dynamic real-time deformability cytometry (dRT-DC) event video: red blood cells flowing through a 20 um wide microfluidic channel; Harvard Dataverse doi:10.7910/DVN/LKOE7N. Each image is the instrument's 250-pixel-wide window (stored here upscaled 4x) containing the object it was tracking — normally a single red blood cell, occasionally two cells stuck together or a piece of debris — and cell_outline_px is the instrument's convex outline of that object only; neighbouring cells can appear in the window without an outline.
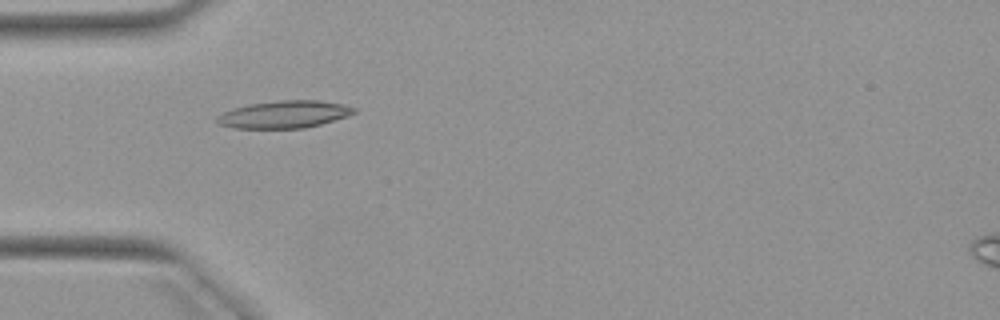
{"species": "Egyptian fruit bat (a non-hibernating species)", "species_latin": "Rousettus aegyptiacus", "temperature_condition": "warm", "stored_images_in_passage": 2, "camera_frame_rate_fps": 3000, "um_per_image_px": 0.085, "animal": {"sex": "female"}, "frame": {"image": 1, "passage_image": 1, "time_ms": 0.0, "image_size_px": [1000, 320], "cell_outline_px": [[356, 112], [348, 116], [320, 124], [304, 128], [232, 128], [216, 124], [216, 116], [232, 108], [248, 104], [276, 100], [316, 100], [344, 104], [356, 108]], "centroid_in_image_um": [24.12, 9.72], "position_along_channel_um": 60.9, "area_um2": 22.02}}
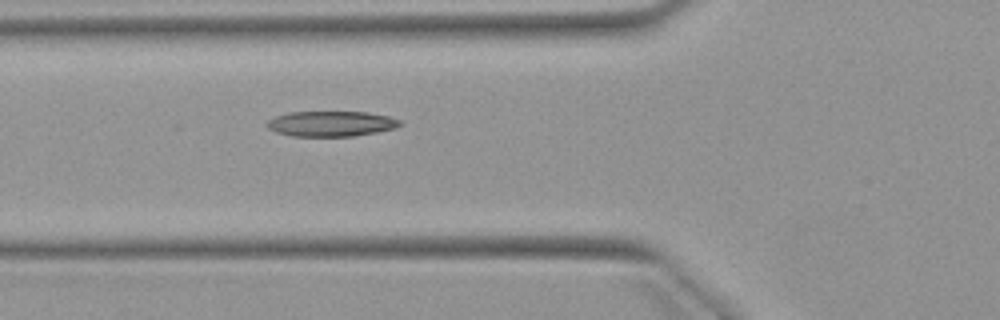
{"frame": {"image": 2, "passage_image": 2, "time_ms": 1.0, "image_size_px": [1000, 320], "cell_outline_px": [[404, 124], [396, 128], [356, 136], [292, 136], [276, 132], [268, 128], [264, 124], [268, 120], [276, 116], [292, 112], [368, 112], [388, 116], [400, 120]], "centroid_in_image_um": [28.16, 10.52], "position_along_channel_um": 97.6, "area_um2": 19.71}}